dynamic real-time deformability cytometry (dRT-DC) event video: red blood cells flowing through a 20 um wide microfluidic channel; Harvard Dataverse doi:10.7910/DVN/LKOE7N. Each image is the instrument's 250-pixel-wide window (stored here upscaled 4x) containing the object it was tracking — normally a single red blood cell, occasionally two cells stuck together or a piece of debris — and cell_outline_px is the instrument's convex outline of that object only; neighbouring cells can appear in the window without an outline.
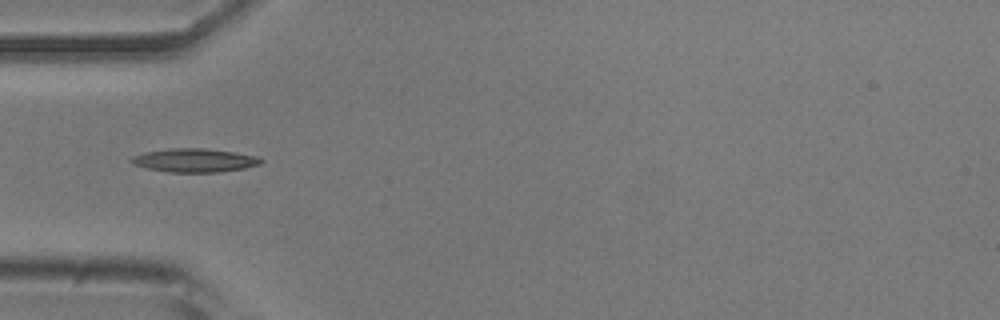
{"species": "common noctule bat (a hibernating species)", "species_latin": "Nyctalus noctula", "temperature_condition": "room temperature", "stored_images_in_passage": 27, "camera_frame_rate_fps": 3000, "um_per_image_px": 0.085, "animal": {"sex": "male", "body_mass_g": 20.5, "forearm_length_mm": 52.5}, "frame": {"image": 1, "passage_image": 1, "time_ms": 0.0, "image_size_px": [1000, 320], "cell_outline_px": [[264, 160], [260, 164], [244, 168], [216, 172], [168, 172], [148, 168], [132, 164], [128, 160], [132, 156], [148, 152], [168, 148], [204, 148], [260, 156]], "centroid_in_image_um": [16.54, 13.62], "position_along_channel_um": 68.5, "area_um2": 17.74}}
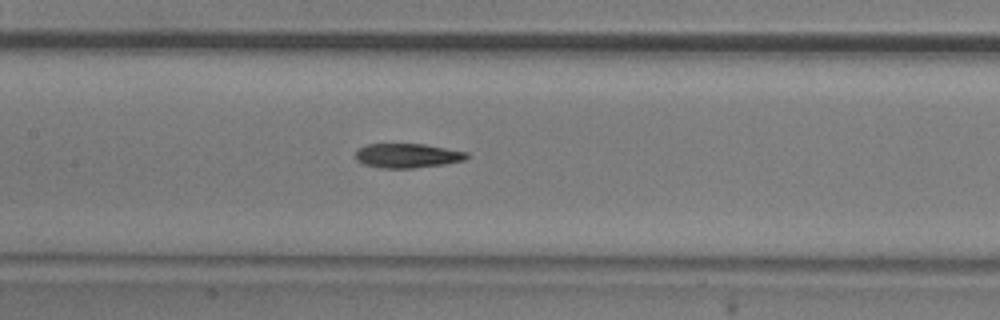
{"frame": {"image": 2, "passage_image": 9, "time_ms": 2.667, "image_size_px": [1000, 320], "cell_outline_px": [[468, 156], [464, 160], [444, 164], [412, 168], [380, 168], [364, 164], [356, 160], [356, 152], [360, 148], [368, 144], [424, 144], [468, 152]], "centroid_in_image_um": [34.63, 13.23], "position_along_channel_um": 172.8, "area_um2": 15.66}}
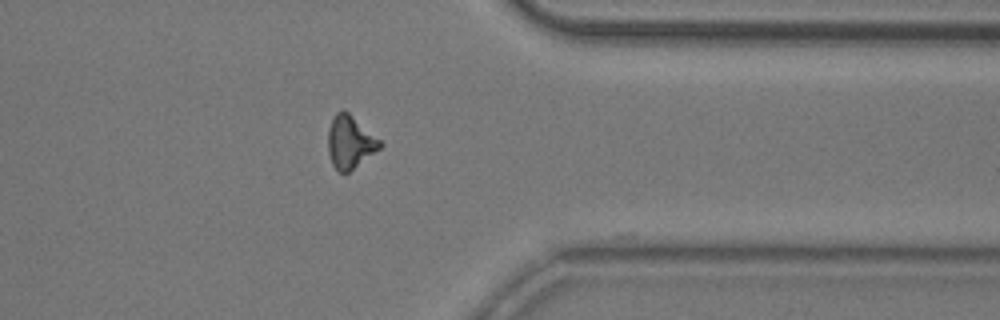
{"frame": {"image": 3, "passage_image": 26, "time_ms": 8.333, "image_size_px": [1000, 320], "cell_outline_px": [[384, 144], [380, 148], [348, 172], [340, 172], [332, 164], [328, 152], [328, 128], [336, 112], [344, 108], [380, 140]], "centroid_in_image_um": [29.74, 12.04], "position_along_channel_um": 381.7, "area_um2": 15.78}}